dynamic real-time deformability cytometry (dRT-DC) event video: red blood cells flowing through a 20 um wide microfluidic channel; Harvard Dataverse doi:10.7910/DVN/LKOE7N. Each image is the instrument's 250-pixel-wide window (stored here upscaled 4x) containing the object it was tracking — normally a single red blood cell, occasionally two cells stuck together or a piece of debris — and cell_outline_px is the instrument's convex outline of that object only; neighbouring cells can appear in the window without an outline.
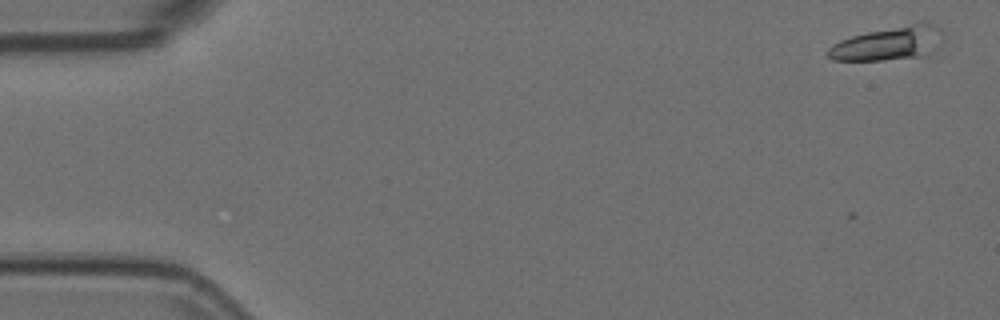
{"species": "Egyptian fruit bat (a non-hibernating species)", "species_latin": "Rousettus aegyptiacus", "temperature_condition": "room temperature", "stored_images_in_passage": 4, "camera_frame_rate_fps": 3000, "um_per_image_px": 0.085, "animal": {"sex": "female"}, "frame": {"image": 1, "passage_image": 1, "time_ms": 0.0, "image_size_px": [1000, 320], "cell_outline_px": [[944, 40], [940, 44], [924, 56], [880, 60], [832, 60], [828, 56], [828, 48], [832, 44], [840, 40], [852, 36], [868, 32], [920, 20], [936, 24], [944, 32]], "centroid_in_image_um": [75.61, 3.65], "position_along_channel_um": 9.4, "area_um2": 23.0}}